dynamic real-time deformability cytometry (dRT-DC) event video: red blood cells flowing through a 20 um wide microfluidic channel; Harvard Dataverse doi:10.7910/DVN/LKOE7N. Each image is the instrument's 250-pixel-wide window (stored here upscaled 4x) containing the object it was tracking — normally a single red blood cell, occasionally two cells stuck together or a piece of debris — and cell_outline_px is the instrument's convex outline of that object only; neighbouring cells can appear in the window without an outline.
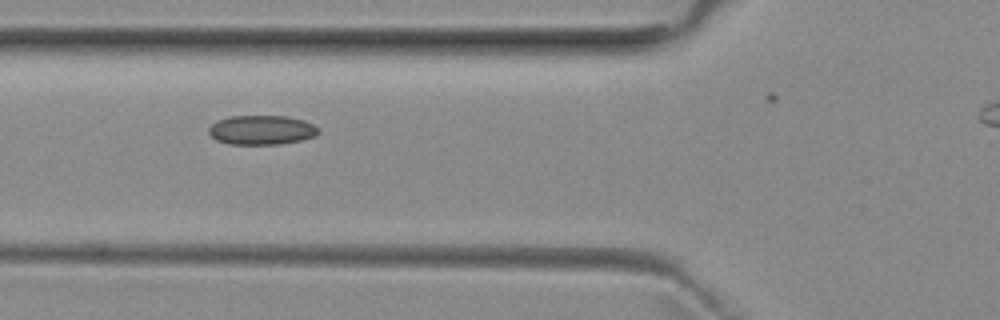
{"species": "common noctule bat (a hibernating species)", "species_latin": "Nyctalus noctula", "temperature_condition": "room temperature", "stored_images_in_passage": 19, "camera_frame_rate_fps": 3000, "um_per_image_px": 0.085, "animal": {"sex": "female", "body_mass_g": 29.2, "forearm_length_mm": 56.3}, "frame": {"image": 1, "passage_image": 3, "time_ms": 0.667, "image_size_px": [1000, 320], "cell_outline_px": [[320, 132], [316, 136], [300, 140], [280, 144], [228, 144], [216, 140], [208, 132], [208, 128], [216, 120], [232, 116], [288, 116], [304, 120], [312, 124]], "centroid_in_image_um": [22.22, 11.05], "position_along_channel_um": 103.6, "area_um2": 18.79}}
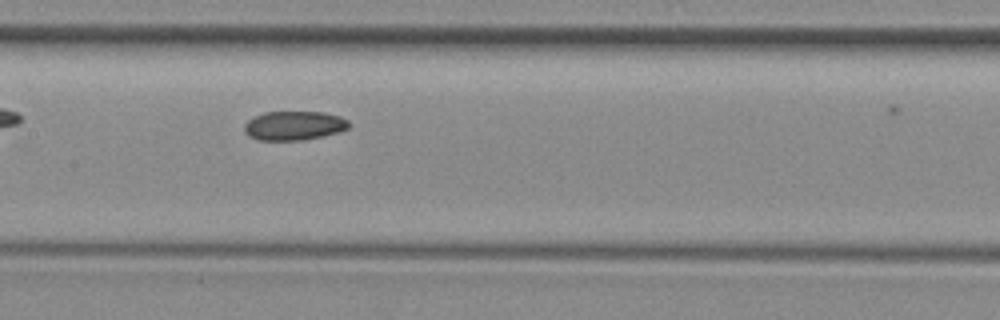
{"frame": {"image": 2, "passage_image": 9, "time_ms": 2.667, "image_size_px": [1000, 320], "cell_outline_px": [[352, 124], [348, 128], [340, 132], [304, 140], [260, 140], [248, 136], [244, 132], [244, 124], [248, 120], [264, 112], [324, 112], [340, 116], [348, 120]], "centroid_in_image_um": [25.02, 10.68], "position_along_channel_um": 182.4, "area_um2": 17.86}}
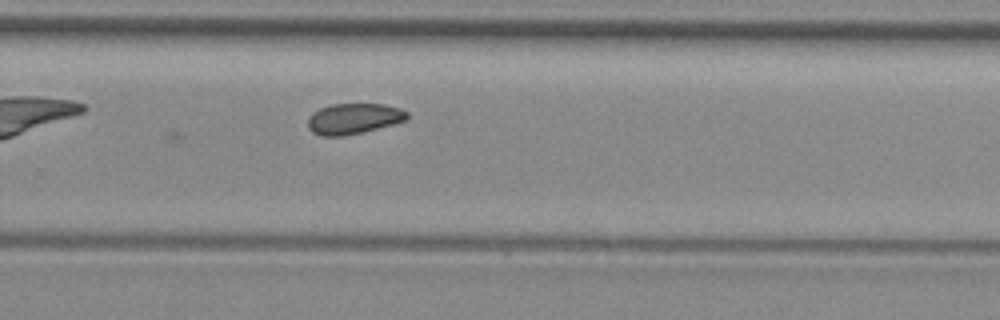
{"frame": {"image": 3, "passage_image": 18, "time_ms": 5.667, "image_size_px": [1000, 320], "cell_outline_px": [[408, 116], [404, 120], [392, 124], [344, 136], [320, 136], [312, 132], [308, 128], [308, 116], [312, 112], [320, 108], [332, 104], [384, 104], [400, 108], [408, 112]], "centroid_in_image_um": [30.01, 10.08], "position_along_channel_um": 299.8, "area_um2": 17.63}}